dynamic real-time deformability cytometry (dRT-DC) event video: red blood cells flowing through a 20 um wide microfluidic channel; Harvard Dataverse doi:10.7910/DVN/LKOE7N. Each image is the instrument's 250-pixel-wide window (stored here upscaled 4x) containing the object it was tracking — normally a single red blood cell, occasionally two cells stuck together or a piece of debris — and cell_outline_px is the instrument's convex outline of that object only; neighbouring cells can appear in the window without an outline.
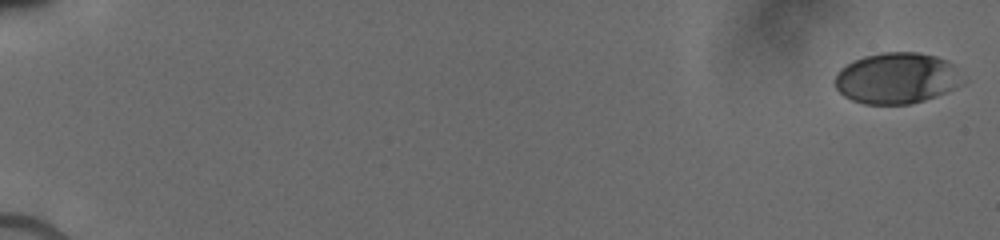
{"species": "human", "species_latin": "Homo sapiens", "temperature_condition": "cold", "stored_images_in_passage": 36, "camera_frame_rate_fps": 3000, "um_per_image_px": 0.085, "donor": {"sex": "male"}, "frame": {"image": 1, "passage_image": 1, "time_ms": 0.0, "image_size_px": [1000, 240], "cell_outline_px": [[968, 80], [964, 84], [956, 88], [936, 96], [912, 104], [864, 104], [852, 100], [844, 96], [836, 88], [832, 80], [840, 68], [864, 56], [884, 52], [920, 52], [936, 56], [948, 60]], "centroid_in_image_um": [76.26, 6.65], "position_along_channel_um": 8.7, "area_um2": 38.55}}
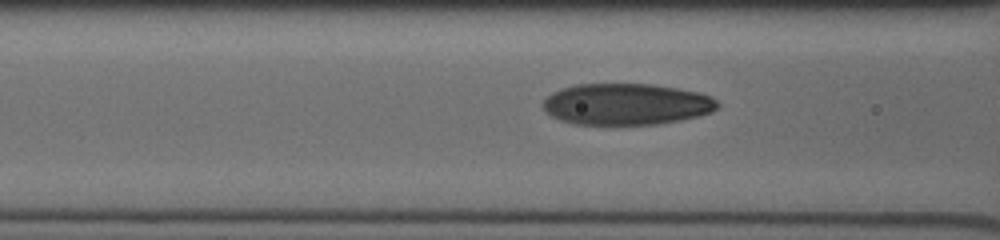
{"frame": {"image": 2, "passage_image": 16, "time_ms": 7.667, "image_size_px": [1000, 240], "cell_outline_px": [[720, 104], [712, 112], [700, 116], [680, 120], [656, 124], [616, 128], [572, 124], [560, 120], [552, 116], [544, 108], [544, 100], [552, 92], [576, 84], [652, 84], [700, 92], [716, 100]], "centroid_in_image_um": [53.23, 8.9], "position_along_channel_um": 113.4, "area_um2": 43.18}}
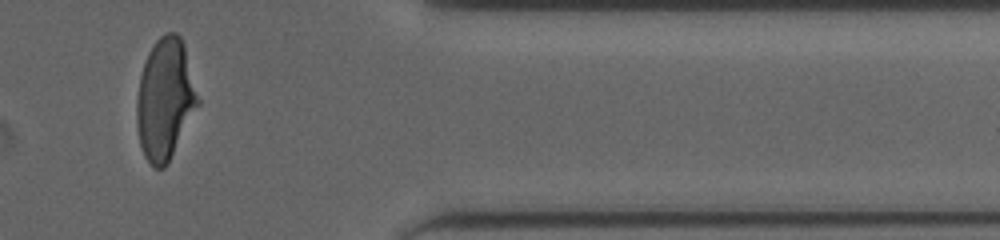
{"frame": {"image": 3, "passage_image": 30, "time_ms": 15.0, "image_size_px": [1000, 240], "cell_outline_px": [[200, 104], [168, 164], [164, 168], [156, 168], [144, 156], [140, 144], [136, 120], [136, 100], [140, 76], [148, 52], [156, 40], [164, 32], [176, 32], [180, 36], [184, 44], [200, 100]], "centroid_in_image_um": [14.04, 8.43], "position_along_channel_um": 397.4, "area_um2": 43.47}}